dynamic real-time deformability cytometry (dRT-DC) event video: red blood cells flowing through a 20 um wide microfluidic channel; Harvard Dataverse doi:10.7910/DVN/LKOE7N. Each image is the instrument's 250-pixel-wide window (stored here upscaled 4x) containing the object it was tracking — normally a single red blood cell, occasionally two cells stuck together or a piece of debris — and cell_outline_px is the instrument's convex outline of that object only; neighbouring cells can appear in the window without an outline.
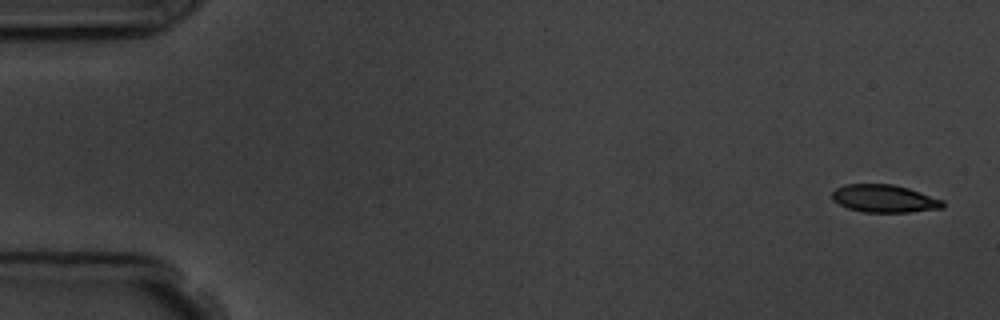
{"species": "common noctule bat (a hibernating species)", "species_latin": "Nyctalus noctula", "temperature_condition": "room temperature", "stored_images_in_passage": 5, "camera_frame_rate_fps": 3000, "um_per_image_px": 0.085, "animal": {"sex": "male", "body_mass_g": 19.5, "forearm_length_mm": 54.6}, "frame": {"image": 1, "passage_image": 1, "time_ms": 0.0, "image_size_px": [1000, 320], "cell_outline_px": [[944, 208], [908, 212], [864, 212], [848, 208], [832, 200], [832, 192], [836, 188], [844, 184], [892, 184], [908, 188], [944, 200]], "centroid_in_image_um": [75.17, 16.88], "position_along_channel_um": 9.8, "area_um2": 17.86}}
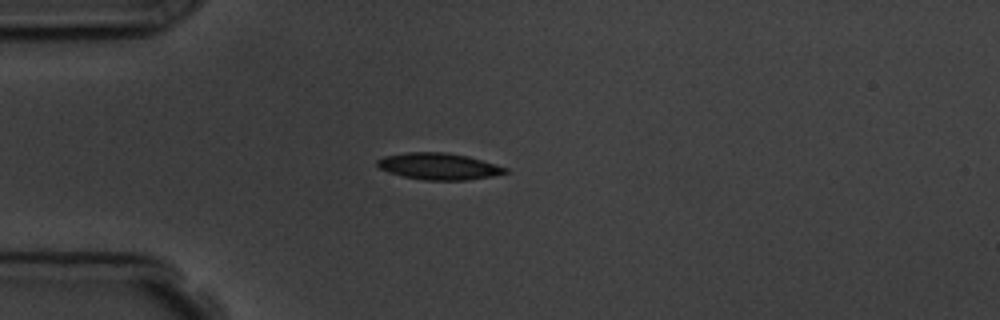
{"frame": {"image": 2, "passage_image": 5, "time_ms": 4.333, "image_size_px": [1000, 320], "cell_outline_px": [[508, 172], [492, 176], [468, 180], [424, 180], [404, 176], [388, 172], [380, 168], [376, 164], [376, 160], [384, 156], [408, 152], [444, 152], [468, 156], [496, 164], [508, 168]], "centroid_in_image_um": [37.3, 14.13], "position_along_channel_um": 47.7, "area_um2": 19.83}}